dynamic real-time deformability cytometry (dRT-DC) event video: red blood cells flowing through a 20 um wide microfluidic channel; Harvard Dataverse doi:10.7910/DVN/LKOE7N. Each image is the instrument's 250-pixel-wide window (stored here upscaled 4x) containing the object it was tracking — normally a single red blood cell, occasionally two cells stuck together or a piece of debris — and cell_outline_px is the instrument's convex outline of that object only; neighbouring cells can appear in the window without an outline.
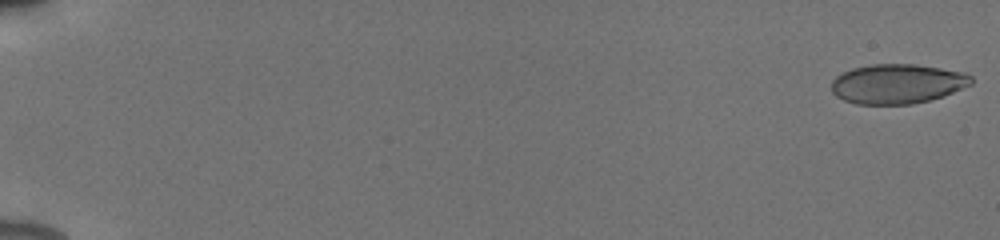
{"species": "human", "species_latin": "Homo sapiens", "temperature_condition": "cold", "stored_images_in_passage": 54, "camera_frame_rate_fps": 3000, "um_per_image_px": 0.085, "donor": {"sex": "male"}, "frame": {"image": 1, "passage_image": 1, "time_ms": 0.0, "image_size_px": [1000, 240], "cell_outline_px": [[972, 84], [944, 96], [912, 104], [856, 104], [844, 100], [836, 96], [832, 92], [832, 80], [836, 76], [852, 68], [872, 64], [916, 64], [964, 72], [972, 76]], "centroid_in_image_um": [76.28, 7.12], "position_along_channel_um": 8.7, "area_um2": 32.31}}
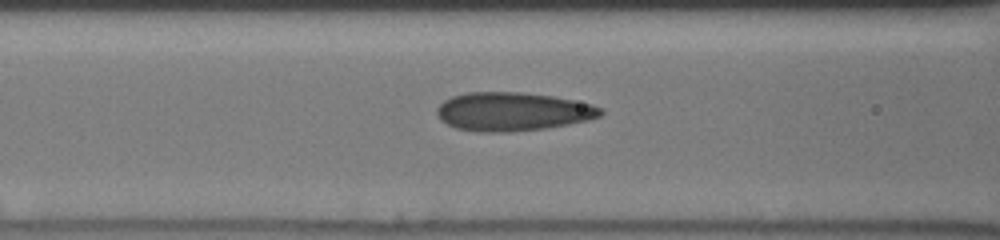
{"frame": {"image": 2, "passage_image": 25, "time_ms": 8.0, "image_size_px": [1000, 240], "cell_outline_px": [[604, 112], [600, 116], [588, 120], [568, 124], [544, 128], [508, 132], [480, 132], [456, 128], [440, 120], [436, 112], [436, 108], [444, 100], [452, 96], [468, 92], [520, 92], [552, 96], [592, 104], [600, 108]], "centroid_in_image_um": [43.54, 9.48], "position_along_channel_um": 123.1, "area_um2": 36.7}}
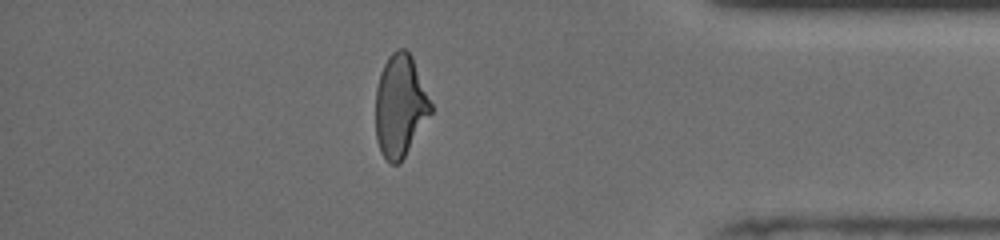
{"frame": {"image": 3, "passage_image": 48, "time_ms": 15.667, "image_size_px": [1000, 240], "cell_outline_px": [[432, 112], [404, 156], [396, 164], [392, 164], [380, 152], [376, 140], [376, 88], [380, 72], [388, 56], [396, 48], [404, 48], [412, 56], [432, 104]], "centroid_in_image_um": [34.0, 8.96], "position_along_channel_um": 401.2, "area_um2": 32.66}, "authors_computed_cell_mechanics": {"area_um2": 34.2176, "velocity_mm_per_s": 3.9253, "shape_relaxation_time_tau1_ms": 9.0275, "shape_relaxation_time_tau2_ms": 1.2313, "deformation_change_tau1": 0.2195, "deformation_change_tau2": 0.0925}}